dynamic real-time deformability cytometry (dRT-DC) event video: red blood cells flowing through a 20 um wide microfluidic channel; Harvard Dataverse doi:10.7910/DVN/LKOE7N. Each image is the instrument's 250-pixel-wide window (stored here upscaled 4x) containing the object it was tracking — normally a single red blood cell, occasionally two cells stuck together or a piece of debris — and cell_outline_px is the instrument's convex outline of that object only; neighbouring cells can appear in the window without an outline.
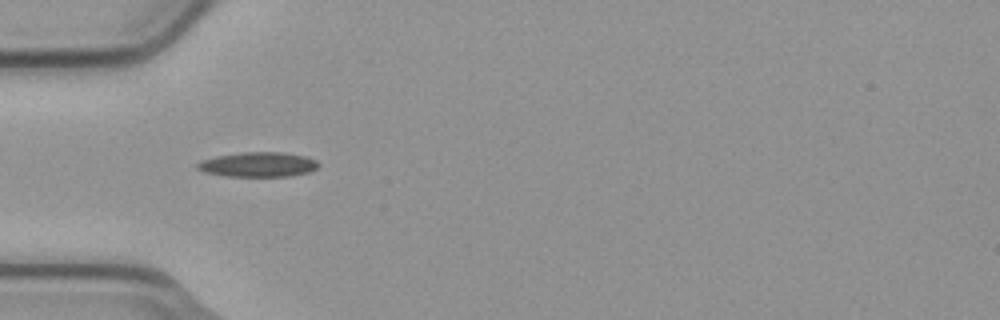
{"species": "common noctule bat (a hibernating species)", "species_latin": "Nyctalus noctula", "temperature_condition": "cold", "stored_images_in_passage": 38, "camera_frame_rate_fps": 3000, "um_per_image_px": 0.085, "animal": {"sex": "male", "body_mass_g": 23.1, "forearm_length_mm": 52.7}, "frame": {"image": 1, "passage_image": 1, "time_ms": 0.0, "image_size_px": [1000, 320], "cell_outline_px": [[320, 164], [316, 168], [308, 172], [292, 176], [224, 176], [204, 172], [196, 168], [196, 164], [200, 160], [216, 156], [244, 152], [284, 152], [304, 156], [316, 160]], "centroid_in_image_um": [21.92, 13.98], "position_along_channel_um": 63.1, "area_um2": 17.51}}
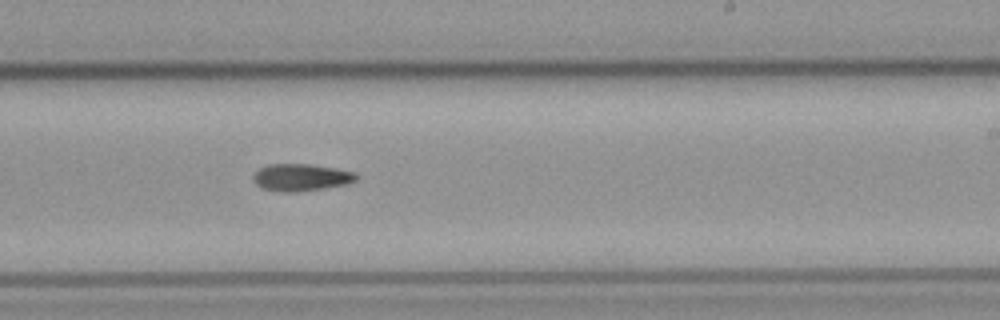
{"frame": {"image": 2, "passage_image": 17, "time_ms": 5.333, "image_size_px": [1000, 320], "cell_outline_px": [[356, 180], [348, 184], [324, 188], [292, 192], [284, 192], [264, 188], [256, 184], [252, 180], [252, 176], [260, 168], [268, 164], [308, 164], [336, 168], [356, 172]], "centroid_in_image_um": [25.6, 15.07], "position_along_channel_um": 263.4, "area_um2": 16.18}}
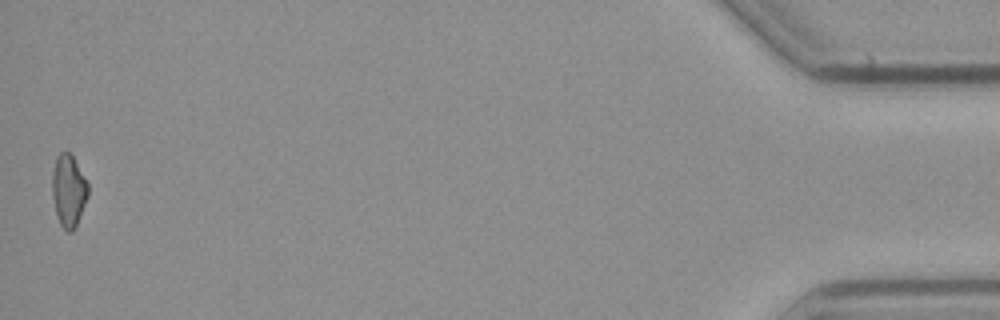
{"frame": {"image": 3, "passage_image": 38, "time_ms": 12.333, "image_size_px": [1000, 320], "cell_outline_px": [[88, 196], [76, 224], [72, 232], [68, 232], [60, 224], [56, 212], [52, 196], [52, 172], [56, 156], [60, 152], [68, 152], [72, 156], [88, 184]], "centroid_in_image_um": [5.81, 16.19], "position_along_channel_um": 429.4, "area_um2": 14.8}}